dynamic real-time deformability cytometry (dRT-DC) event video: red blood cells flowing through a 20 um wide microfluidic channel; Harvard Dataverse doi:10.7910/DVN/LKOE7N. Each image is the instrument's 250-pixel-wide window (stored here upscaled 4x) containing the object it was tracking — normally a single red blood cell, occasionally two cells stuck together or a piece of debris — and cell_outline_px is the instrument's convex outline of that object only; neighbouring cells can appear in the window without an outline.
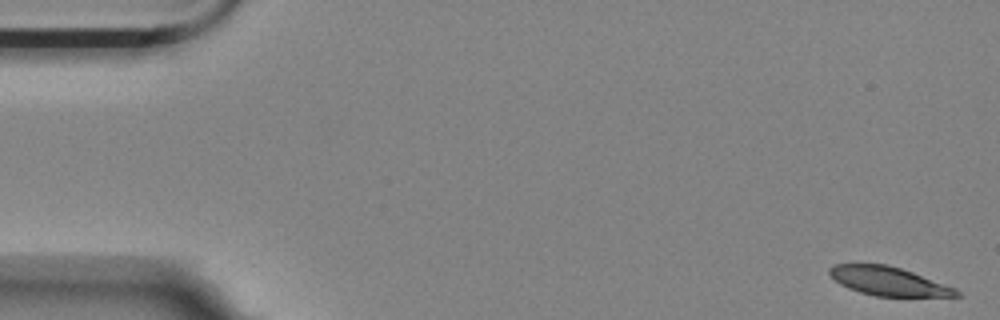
{"species": "Egyptian fruit bat (a non-hibernating species)", "species_latin": "Rousettus aegyptiacus", "temperature_condition": "room temperature", "stored_images_in_passage": 5, "camera_frame_rate_fps": 3000, "um_per_image_px": 0.085, "animal": {"sex": "female"}, "frame": {"image": 1, "passage_image": 1, "time_ms": 0.0, "image_size_px": [1000, 320], "cell_outline_px": [[964, 296], [876, 296], [860, 292], [848, 288], [840, 284], [828, 272], [828, 268], [832, 264], [888, 264], [912, 272], [956, 288]], "centroid_in_image_um": [75.51, 23.9], "position_along_channel_um": 9.5, "area_um2": 21.1}}
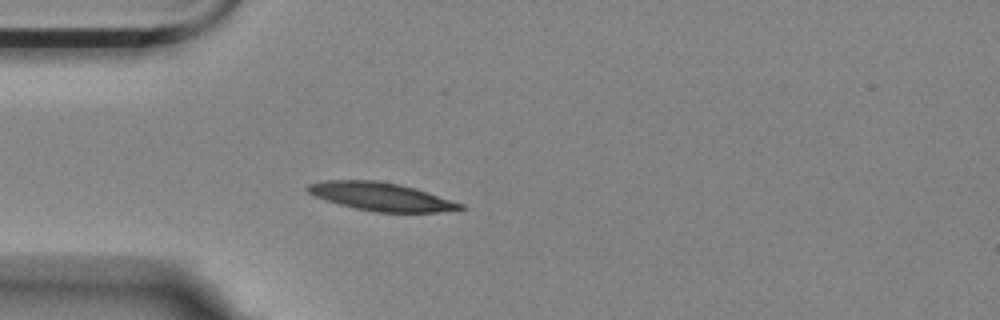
{"frame": {"image": 2, "passage_image": 5, "time_ms": 4.667, "image_size_px": [1000, 320], "cell_outline_px": [[468, 208], [440, 212], [376, 212], [356, 208], [340, 204], [316, 196], [308, 192], [304, 188], [308, 184], [328, 180], [376, 180], [400, 184], [416, 188], [464, 204]], "centroid_in_image_um": [32.44, 16.71], "position_along_channel_um": 52.6, "area_um2": 24.97}}